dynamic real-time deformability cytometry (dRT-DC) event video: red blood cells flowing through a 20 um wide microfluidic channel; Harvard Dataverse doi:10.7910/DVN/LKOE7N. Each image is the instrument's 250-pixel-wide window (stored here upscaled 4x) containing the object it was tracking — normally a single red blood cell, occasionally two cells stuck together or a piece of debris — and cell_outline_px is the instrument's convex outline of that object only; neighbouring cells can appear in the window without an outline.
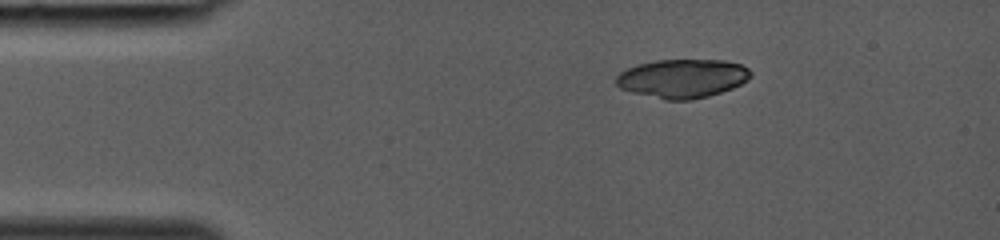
{"species": "common noctule bat (a hibernating species)", "species_latin": "Nyctalus noctula", "temperature_condition": "room temperature", "stored_images_in_passage": 32, "camera_frame_rate_fps": 3000, "um_per_image_px": 0.085, "animal": {"sex": "female", "body_mass_g": 19.0, "forearm_length_mm": 53.3}, "frame": {"image": 1, "passage_image": 1, "time_ms": 0.0, "image_size_px": [1000, 240], "cell_outline_px": [[752, 76], [748, 80], [732, 88], [708, 96], [692, 100], [664, 100], [632, 92], [620, 88], [616, 84], [616, 76], [620, 72], [628, 68], [640, 64], [656, 60], [724, 60], [740, 64], [748, 68], [752, 72]], "centroid_in_image_um": [58.02, 6.67], "position_along_channel_um": 27.0, "area_um2": 30.4}}